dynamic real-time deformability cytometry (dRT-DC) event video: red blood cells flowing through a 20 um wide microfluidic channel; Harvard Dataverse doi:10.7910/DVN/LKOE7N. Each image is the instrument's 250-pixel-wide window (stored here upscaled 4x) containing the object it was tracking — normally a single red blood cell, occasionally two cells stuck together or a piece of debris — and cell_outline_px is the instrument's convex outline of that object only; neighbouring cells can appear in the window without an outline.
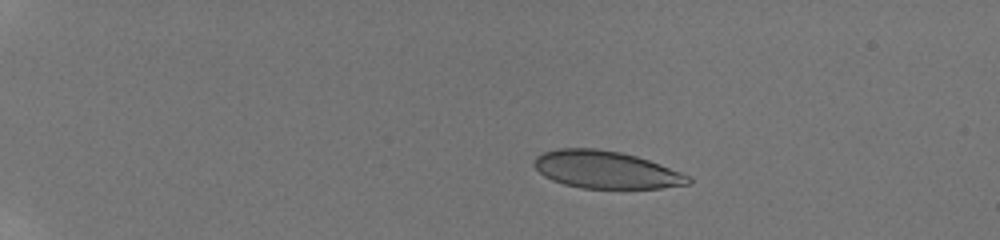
{"species": "human", "species_latin": "Homo sapiens", "temperature_condition": "room temperature", "stored_images_in_passage": 56, "camera_frame_rate_fps": 3000, "um_per_image_px": 0.085, "donor": {"sex": "male"}, "frame": {"image": 1, "passage_image": 13, "time_ms": 4.0, "image_size_px": [1000, 240], "cell_outline_px": [[692, 184], [660, 188], [580, 188], [564, 184], [552, 180], [544, 176], [532, 164], [536, 156], [544, 152], [560, 148], [596, 148], [620, 152], [636, 156], [660, 164], [680, 172], [688, 176], [692, 180]], "centroid_in_image_um": [51.49, 14.43], "position_along_channel_um": 33.5, "area_um2": 33.58}}
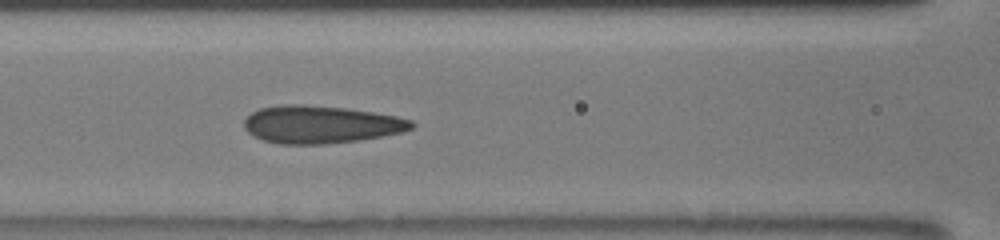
{"frame": {"image": 2, "passage_image": 29, "time_ms": 9.333, "image_size_px": [1000, 240], "cell_outline_px": [[416, 124], [412, 128], [400, 132], [360, 140], [324, 144], [280, 144], [264, 140], [248, 132], [244, 128], [244, 120], [252, 112], [260, 108], [284, 104], [300, 104], [344, 108], [372, 112], [396, 116], [412, 120]], "centroid_in_image_um": [27.25, 10.58], "position_along_channel_um": 139.3, "area_um2": 36.47}}
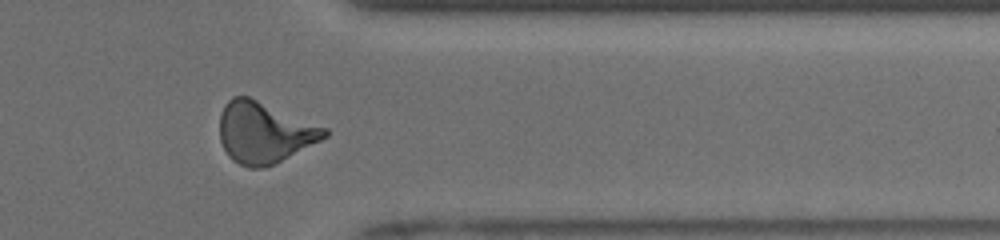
{"frame": {"image": 3, "passage_image": 48, "time_ms": 15.667, "image_size_px": [1000, 240], "cell_outline_px": [[328, 136], [264, 168], [248, 168], [232, 160], [228, 156], [220, 140], [220, 112], [224, 104], [232, 96], [248, 96], [328, 128]], "centroid_in_image_um": [22.42, 11.25], "position_along_channel_um": 389.0, "area_um2": 37.05}, "authors_computed_cell_mechanics": {"area_um2": 35.0268, "velocity_mm_per_s": 3.9817, "shape_relaxation_time_tau1_ms": null, "shape_relaxation_time_tau2_ms": 1.06, "deformation_change_tau1": null, "deformation_change_tau2": 0.0709}}